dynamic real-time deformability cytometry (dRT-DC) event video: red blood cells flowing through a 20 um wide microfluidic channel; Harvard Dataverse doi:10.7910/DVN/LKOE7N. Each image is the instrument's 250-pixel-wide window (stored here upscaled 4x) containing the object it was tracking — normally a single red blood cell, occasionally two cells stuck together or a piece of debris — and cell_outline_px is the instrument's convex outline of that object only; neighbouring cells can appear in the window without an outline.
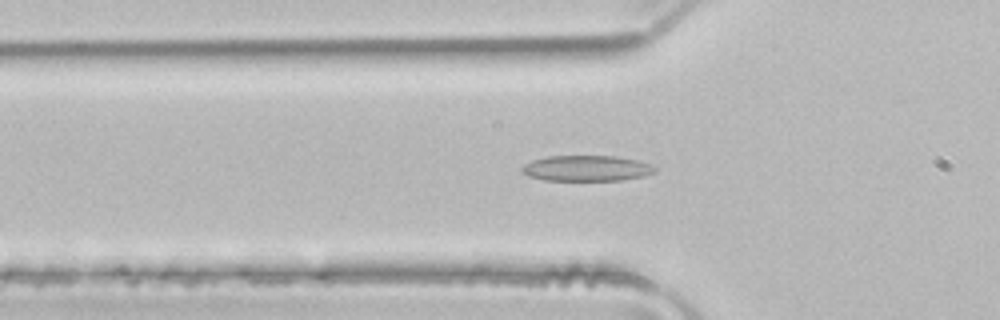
{"species": "common noctule bat (a hibernating species)", "species_latin": "Nyctalus noctula", "temperature_condition": "room temperature", "stored_images_in_passage": 51, "camera_frame_rate_fps": 3000, "um_per_image_px": 0.085, "animal": {"sex": "male", "body_mass_g": 21.5, "forearm_length_mm": 52.0}, "frame": {"image": 1, "passage_image": 17, "time_ms": 5.333, "image_size_px": [1000, 320], "cell_outline_px": [[656, 172], [644, 176], [620, 180], [544, 180], [528, 176], [520, 172], [520, 168], [524, 164], [532, 160], [548, 156], [616, 156], [636, 160], [652, 164], [656, 168]], "centroid_in_image_um": [49.84, 14.3], "position_along_channel_um": 76.0, "area_um2": 20.0}}
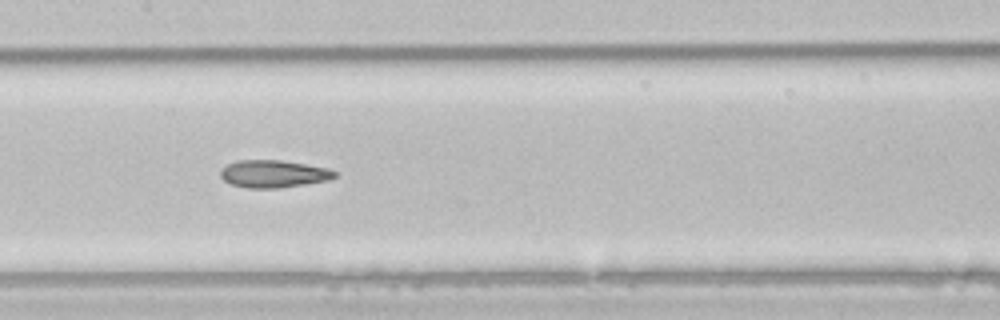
{"frame": {"image": 2, "passage_image": 25, "time_ms": 8.0, "image_size_px": [1000, 320], "cell_outline_px": [[336, 176], [328, 180], [304, 184], [276, 188], [248, 188], [232, 184], [224, 180], [220, 176], [220, 168], [236, 160], [280, 160], [328, 168], [336, 172]], "centroid_in_image_um": [23.21, 14.77], "position_along_channel_um": 184.2, "area_um2": 18.15}}
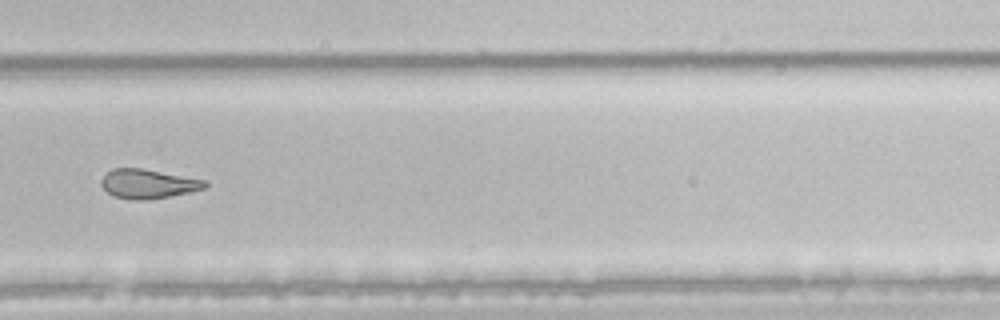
{"frame": {"image": 3, "passage_image": 35, "time_ms": 11.333, "image_size_px": [1000, 320], "cell_outline_px": [[208, 184], [204, 188], [188, 192], [148, 200], [132, 200], [116, 196], [108, 192], [100, 184], [100, 180], [112, 168], [140, 168], [208, 180]], "centroid_in_image_um": [12.59, 15.62], "position_along_channel_um": 317.2, "area_um2": 17.51}, "authors_computed_cell_mechanics": {"area_um2": 20.6924, "velocity_mm_per_s": 4.0188, "shape_relaxation_time_tau1_ms": null, "shape_relaxation_time_tau2_ms": 3.3048, "deformation_change_tau1": null, "deformation_change_tau2": 0.1206}}